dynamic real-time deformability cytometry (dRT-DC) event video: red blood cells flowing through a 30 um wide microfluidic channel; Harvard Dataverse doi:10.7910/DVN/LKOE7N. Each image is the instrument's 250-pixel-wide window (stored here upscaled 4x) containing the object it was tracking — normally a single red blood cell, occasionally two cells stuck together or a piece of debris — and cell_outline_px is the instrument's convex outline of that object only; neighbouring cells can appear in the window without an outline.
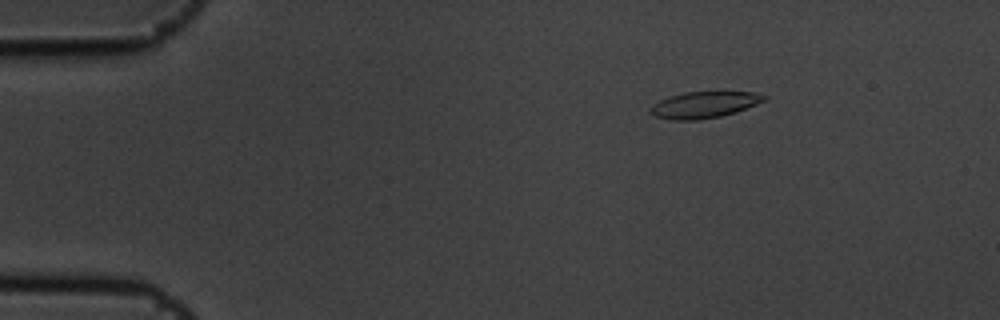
{"species": "common noctule bat (a hibernating species)", "species_latin": "Nyctalus noctula", "temperature_condition": "cold", "stored_images_in_passage": 5, "camera_frame_rate_fps": 3000, "um_per_image_px": 0.085, "animal": {"sex": "male", "body_mass_g": 19.5, "forearm_length_mm": 54.6}, "frame": {"image": 1, "passage_image": 2, "time_ms": 0.333, "image_size_px": [1000, 320], "cell_outline_px": [[768, 96], [764, 100], [756, 104], [736, 112], [720, 116], [696, 120], [672, 120], [656, 116], [648, 112], [652, 104], [668, 96], [684, 92], [752, 92]], "centroid_in_image_um": [59.81, 8.9], "position_along_channel_um": 25.2, "area_um2": 17.4}}
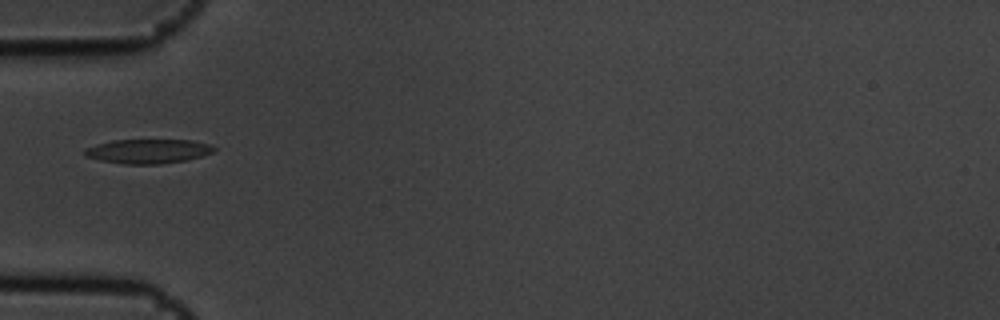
{"frame": {"image": 2, "passage_image": 5, "time_ms": 1.333, "image_size_px": [1000, 320], "cell_outline_px": [[216, 148], [212, 152], [204, 156], [184, 160], [160, 164], [124, 164], [100, 160], [84, 156], [84, 148], [96, 144], [112, 140], [192, 140], [208, 144]], "centroid_in_image_um": [12.55, 12.85], "position_along_channel_um": 72.5, "area_um2": 18.32}}